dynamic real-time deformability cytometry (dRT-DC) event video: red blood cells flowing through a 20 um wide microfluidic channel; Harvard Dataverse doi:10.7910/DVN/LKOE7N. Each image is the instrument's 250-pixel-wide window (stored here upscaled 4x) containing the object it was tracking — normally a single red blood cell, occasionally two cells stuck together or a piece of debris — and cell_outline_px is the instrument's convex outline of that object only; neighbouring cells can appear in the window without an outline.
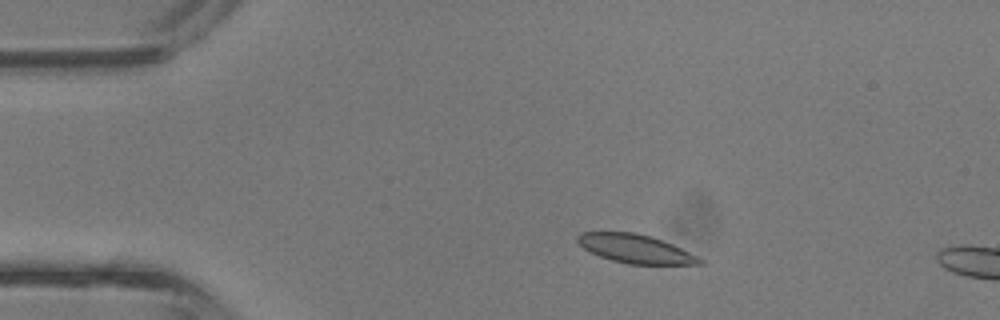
{"species": "common noctule bat (a hibernating species)", "species_latin": "Nyctalus noctula", "temperature_condition": "room temperature", "stored_images_in_passage": 2, "camera_frame_rate_fps": 3000, "um_per_image_px": 0.085, "animal": {"sex": "male", "body_mass_g": 13.3}, "frame": {"image": 1, "passage_image": 1, "time_ms": 0.0, "image_size_px": [1000, 320], "cell_outline_px": [[704, 264], [628, 264], [612, 260], [600, 256], [584, 248], [576, 240], [576, 236], [580, 232], [632, 232], [652, 236], [672, 244], [704, 260]], "centroid_in_image_um": [53.99, 21.14], "position_along_channel_um": 31.0, "area_um2": 20.17}}